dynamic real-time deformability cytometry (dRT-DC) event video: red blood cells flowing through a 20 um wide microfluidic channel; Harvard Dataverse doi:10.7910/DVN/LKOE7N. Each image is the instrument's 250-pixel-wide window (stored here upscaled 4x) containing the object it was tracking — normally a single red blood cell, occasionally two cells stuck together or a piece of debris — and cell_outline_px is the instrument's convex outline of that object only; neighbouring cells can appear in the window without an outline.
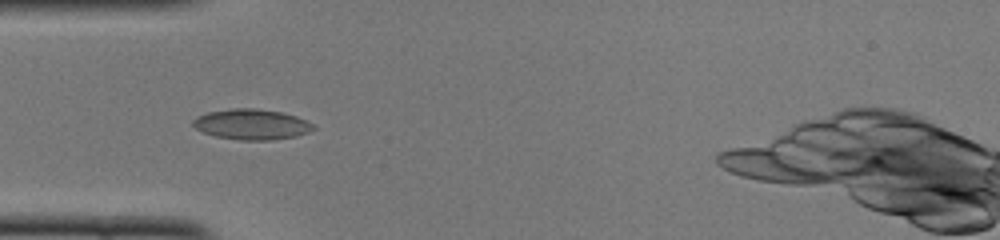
{"species": "common noctule bat (a hibernating species)", "species_latin": "Nyctalus noctula", "temperature_condition": "cold", "stored_images_in_passage": 34, "camera_frame_rate_fps": 3000, "um_per_image_px": 0.085, "animal": {"sex": "female", "body_mass_g": 22.0, "forearm_length_mm": 56.7}, "frame": {"image": 1, "passage_image": 1, "time_ms": 0.0, "image_size_px": [1000, 240], "cell_outline_px": [[316, 128], [308, 132], [296, 136], [272, 140], [240, 140], [216, 136], [204, 132], [196, 128], [192, 124], [192, 120], [196, 116], [208, 112], [228, 108], [256, 108], [280, 112], [296, 116], [312, 124]], "centroid_in_image_um": [21.36, 10.56], "position_along_channel_um": 63.6, "area_um2": 21.33}}
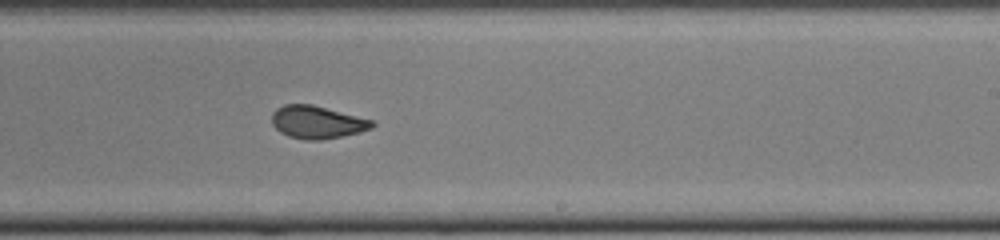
{"frame": {"image": 2, "passage_image": 16, "time_ms": 5.0, "image_size_px": [1000, 240], "cell_outline_px": [[376, 124], [372, 128], [360, 132], [320, 140], [304, 140], [288, 136], [280, 132], [272, 124], [272, 112], [276, 108], [284, 104], [312, 104], [376, 120]], "centroid_in_image_um": [26.98, 10.37], "position_along_channel_um": 262.0, "area_um2": 19.36}}
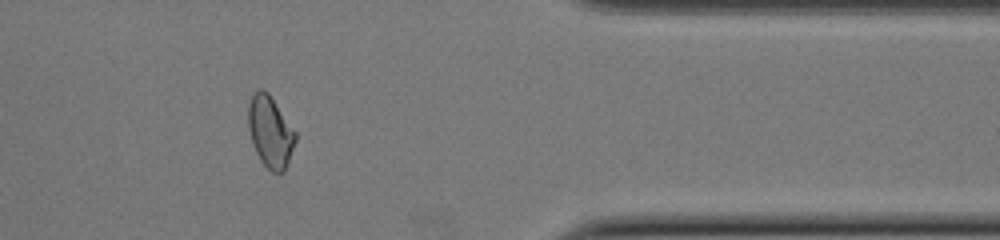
{"frame": {"image": 3, "passage_image": 27, "time_ms": 8.667, "image_size_px": [1000, 240], "cell_outline_px": [[296, 140], [288, 164], [284, 172], [272, 172], [260, 160], [256, 152], [248, 128], [248, 104], [256, 88], [264, 88], [268, 92], [296, 132]], "centroid_in_image_um": [22.97, 11.18], "position_along_channel_um": 388.4, "area_um2": 19.65}, "authors_computed_cell_mechanics": {"area_um2": 19.5075, "velocity_mm_per_s": 3.99, "shape_relaxation_time_tau1_ms": null, "shape_relaxation_time_tau2_ms": 1.2525, "deformation_change_tau1": null, "deformation_change_tau2": 0.0547}}